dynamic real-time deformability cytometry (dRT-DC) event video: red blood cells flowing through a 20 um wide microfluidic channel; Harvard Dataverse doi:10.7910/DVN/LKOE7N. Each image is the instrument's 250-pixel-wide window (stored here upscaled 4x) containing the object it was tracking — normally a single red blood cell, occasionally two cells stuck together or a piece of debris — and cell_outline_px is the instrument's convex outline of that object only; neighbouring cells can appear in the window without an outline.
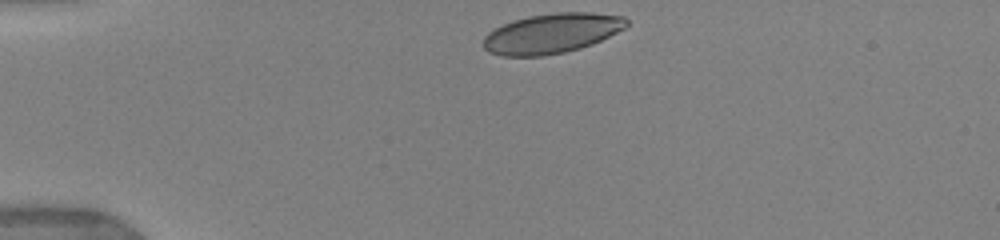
{"species": "human", "species_latin": "Homo sapiens", "temperature_condition": "warm", "stored_images_in_passage": 35, "camera_frame_rate_fps": 3000, "um_per_image_px": 0.085, "donor": {"sex": "female"}, "frame": {"image": 1, "passage_image": 1, "time_ms": 0.0, "image_size_px": [1000, 240], "cell_outline_px": [[628, 24], [624, 28], [592, 44], [580, 48], [564, 52], [544, 56], [500, 56], [488, 52], [484, 48], [484, 36], [488, 32], [512, 20], [528, 16], [556, 12], [592, 12], [624, 16], [628, 20]], "centroid_in_image_um": [46.88, 2.83], "position_along_channel_um": 38.1, "area_um2": 33.29}}
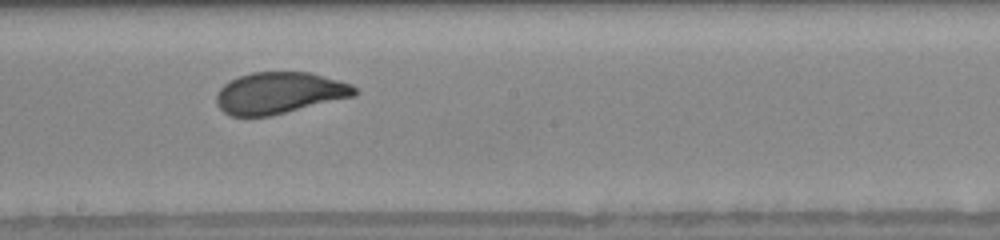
{"frame": {"image": 2, "passage_image": 18, "time_ms": 6.0, "image_size_px": [1000, 240], "cell_outline_px": [[356, 96], [272, 116], [228, 116], [216, 104], [216, 96], [220, 88], [224, 84], [240, 76], [252, 72], [308, 72], [352, 84], [356, 88]], "centroid_in_image_um": [23.75, 7.92], "position_along_channel_um": 224.5, "area_um2": 33.52}}
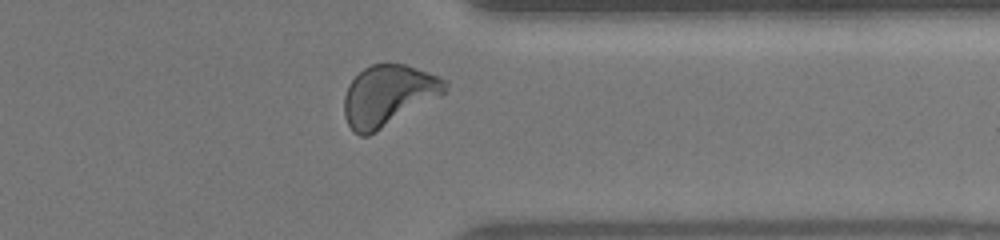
{"frame": {"image": 3, "passage_image": 30, "time_ms": 10.0, "image_size_px": [1000, 240], "cell_outline_px": [[448, 84], [444, 92], [440, 96], [376, 132], [368, 136], [360, 136], [352, 132], [344, 116], [344, 96], [348, 84], [364, 68], [372, 64], [404, 64], [440, 76], [448, 80]], "centroid_in_image_um": [32.98, 8.13], "position_along_channel_um": 378.4, "area_um2": 35.78}, "authors_computed_cell_mechanics": {"area_um2": 34.1598, "velocity_mm_per_s": 3.8938, "shape_relaxation_time_tau1_ms": 3.0828, "shape_relaxation_time_tau2_ms": null, "deformation_change_tau1": 0.1372, "deformation_change_tau2": null}}